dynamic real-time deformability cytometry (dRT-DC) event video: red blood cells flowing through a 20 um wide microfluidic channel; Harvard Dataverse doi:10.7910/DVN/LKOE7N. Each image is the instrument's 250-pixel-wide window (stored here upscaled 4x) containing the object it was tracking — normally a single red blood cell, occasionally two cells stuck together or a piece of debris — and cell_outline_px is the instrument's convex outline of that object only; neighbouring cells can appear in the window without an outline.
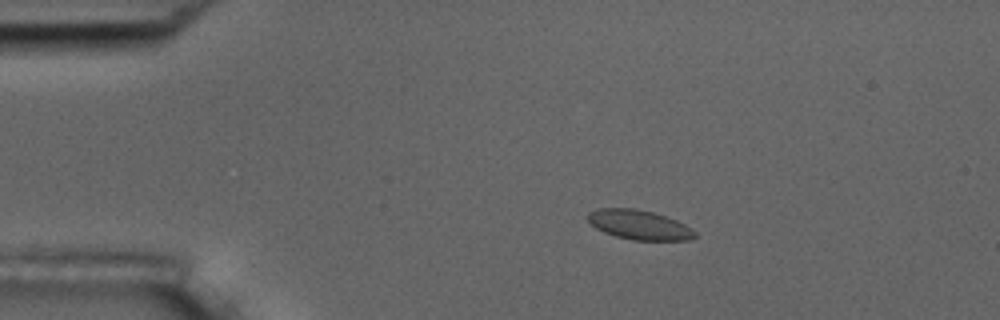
{"species": "common noctule bat (a hibernating species)", "species_latin": "Nyctalus noctula", "temperature_condition": "room temperature", "stored_images_in_passage": 15, "camera_frame_rate_fps": 3000, "um_per_image_px": 0.085, "animal": {"sex": "male", "body_mass_g": 17.5, "forearm_length_mm": 52.3}, "frame": {"image": 1, "passage_image": 3, "time_ms": 3.0, "image_size_px": [1000, 320], "cell_outline_px": [[696, 236], [688, 240], [632, 240], [616, 236], [604, 232], [596, 228], [588, 220], [588, 212], [596, 208], [636, 208], [652, 212], [676, 220], [692, 228], [696, 232]], "centroid_in_image_um": [54.32, 19.1], "position_along_channel_um": 30.7, "area_um2": 18.38}}
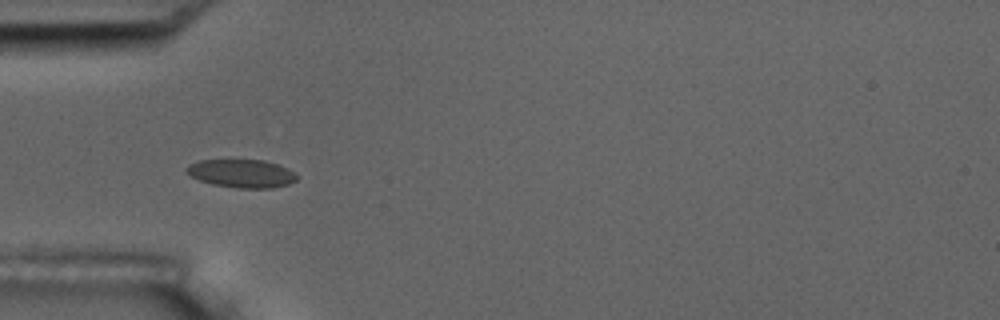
{"frame": {"image": 2, "passage_image": 5, "time_ms": 5.333, "image_size_px": [1000, 320], "cell_outline_px": [[296, 180], [288, 184], [272, 188], [236, 188], [212, 184], [200, 180], [184, 172], [184, 168], [188, 164], [200, 160], [264, 160], [288, 168], [296, 176]], "centroid_in_image_um": [20.49, 14.74], "position_along_channel_um": 64.5, "area_um2": 18.09}}
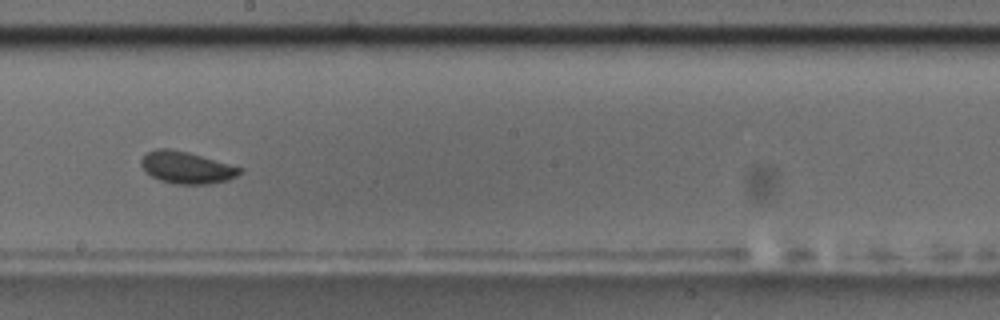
{"frame": {"image": 3, "passage_image": 9, "time_ms": 10.0, "image_size_px": [1000, 320], "cell_outline_px": [[244, 172], [228, 180], [208, 184], [172, 184], [160, 180], [144, 172], [140, 164], [140, 160], [148, 152], [156, 148], [172, 148], [188, 152], [244, 168]], "centroid_in_image_um": [15.86, 14.24], "position_along_channel_um": 232.3, "area_um2": 18.61}, "authors_computed_cell_mechanics": {"area_um2": 18.2648, "velocity_mm_per_s": 3.6311, "shape_relaxation_time_tau1_ms": 1.6345, "shape_relaxation_time_tau2_ms": null, "deformation_change_tau1": 0.0426, "deformation_change_tau2": null}}